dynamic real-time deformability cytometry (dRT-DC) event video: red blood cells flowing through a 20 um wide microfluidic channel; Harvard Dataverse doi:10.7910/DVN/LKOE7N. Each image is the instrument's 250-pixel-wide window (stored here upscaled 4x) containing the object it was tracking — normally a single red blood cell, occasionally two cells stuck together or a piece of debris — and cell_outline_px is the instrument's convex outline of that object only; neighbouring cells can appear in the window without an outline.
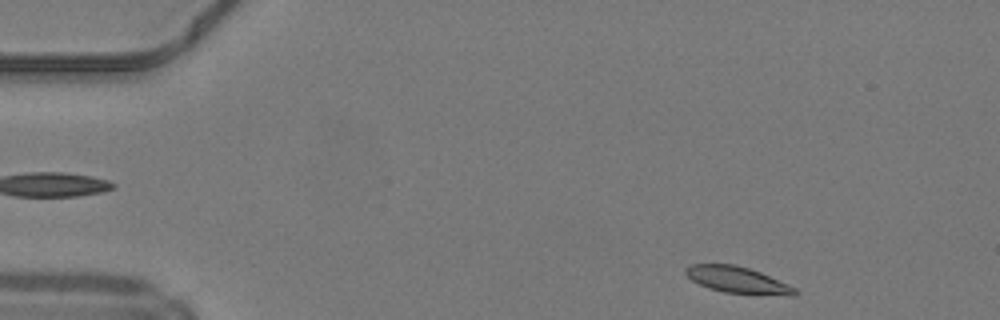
{"species": "common noctule bat (a hibernating species)", "species_latin": "Nyctalus noctula", "temperature_condition": "warm", "stored_images_in_passage": 46, "camera_frame_rate_fps": 3000, "um_per_image_px": 0.085, "animal": {"sex": "male", "body_mass_g": 19.2, "forearm_length_mm": 51.8}, "frame": {"image": 1, "passage_image": 3, "time_ms": 0.667, "image_size_px": [1000, 320], "cell_outline_px": [[796, 296], [788, 296], [724, 292], [708, 288], [692, 280], [684, 272], [684, 268], [692, 264], [736, 264], [760, 272], [788, 284], [796, 288]], "centroid_in_image_um": [62.69, 23.79], "position_along_channel_um": 22.3, "area_um2": 16.82}}
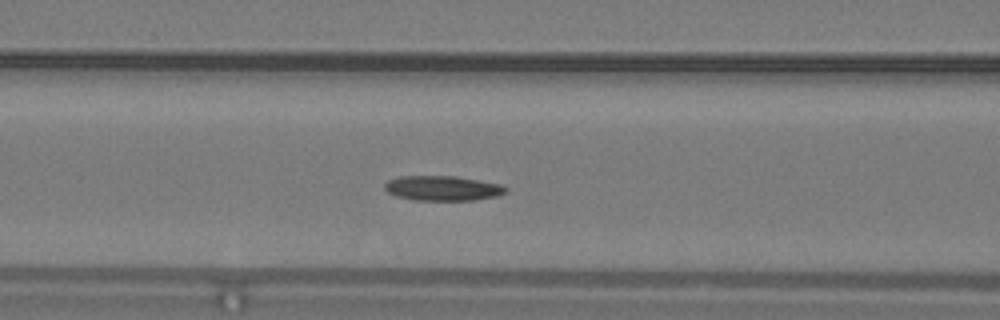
{"frame": {"image": 2, "passage_image": 17, "time_ms": 5.333, "image_size_px": [1000, 320], "cell_outline_px": [[508, 192], [496, 196], [476, 200], [412, 200], [396, 196], [388, 192], [384, 188], [384, 184], [388, 180], [400, 176], [456, 176], [500, 184], [508, 188]], "centroid_in_image_um": [37.62, 16.0], "position_along_channel_um": 129.0, "area_um2": 17.63}}
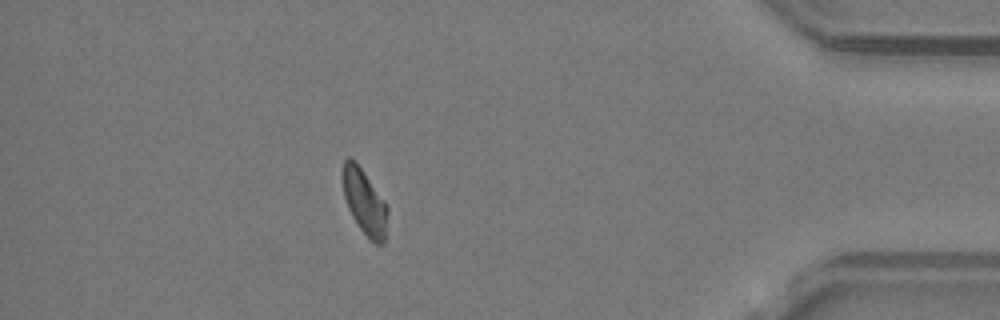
{"frame": {"image": 3, "passage_image": 40, "time_ms": 13.0, "image_size_px": [1000, 320], "cell_outline_px": [[388, 212], [384, 244], [376, 244], [360, 228], [352, 216], [348, 208], [344, 196], [340, 176], [340, 172], [344, 160], [348, 156], [352, 156], [356, 160], [388, 204]], "centroid_in_image_um": [30.96, 17.06], "position_along_channel_um": 404.2, "area_um2": 17.63}, "authors_computed_cell_mechanics": {"area_um2": 17.4556, "velocity_mm_per_s": 4.1886, "shape_relaxation_time_tau1_ms": null, "shape_relaxation_time_tau2_ms": 4.5561, "deformation_change_tau1": null, "deformation_change_tau2": 0.1186}}